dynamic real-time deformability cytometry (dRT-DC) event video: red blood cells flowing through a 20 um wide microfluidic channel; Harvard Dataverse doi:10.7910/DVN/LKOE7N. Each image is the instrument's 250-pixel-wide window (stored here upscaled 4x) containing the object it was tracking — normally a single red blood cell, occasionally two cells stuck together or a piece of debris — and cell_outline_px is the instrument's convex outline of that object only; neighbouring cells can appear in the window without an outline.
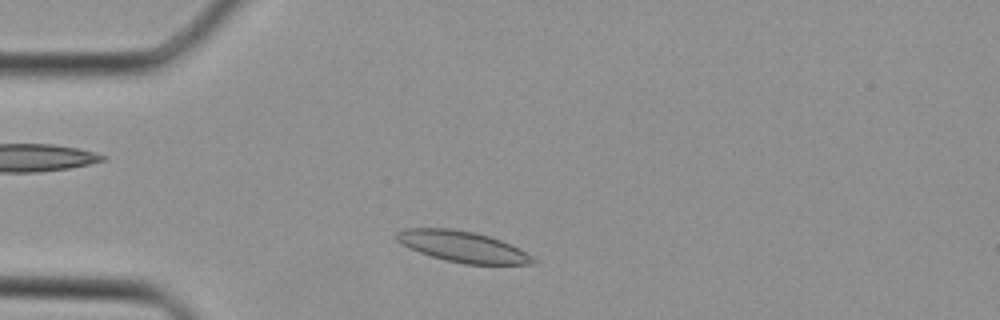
{"species": "Egyptian fruit bat (a non-hibernating species)", "species_latin": "Rousettus aegyptiacus", "temperature_condition": "cold", "stored_images_in_passage": 33, "camera_frame_rate_fps": 3000, "um_per_image_px": 0.085, "animal": {"sex": "female"}, "frame": {"image": 1, "passage_image": 3, "time_ms": 0.667, "image_size_px": [1000, 320], "cell_outline_px": [[536, 264], [464, 264], [432, 256], [420, 252], [396, 240], [396, 232], [404, 228], [452, 228], [472, 232], [488, 236], [500, 240], [532, 256], [536, 260]], "centroid_in_image_um": [39.31, 20.96], "position_along_channel_um": 45.7, "area_um2": 24.04}}
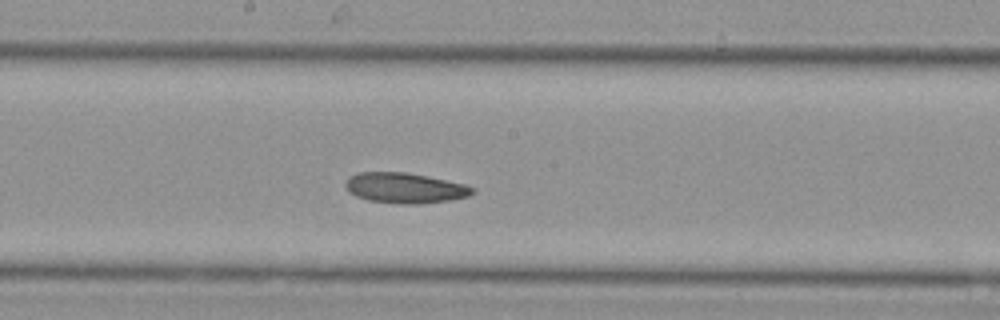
{"frame": {"image": 2, "passage_image": 14, "time_ms": 4.333, "image_size_px": [1000, 320], "cell_outline_px": [[476, 192], [468, 196], [448, 200], [416, 204], [400, 204], [368, 200], [356, 196], [348, 192], [344, 188], [344, 184], [348, 176], [356, 172], [404, 172], [464, 184], [476, 188]], "centroid_in_image_um": [34.35, 15.98], "position_along_channel_um": 213.8, "area_um2": 22.48}}
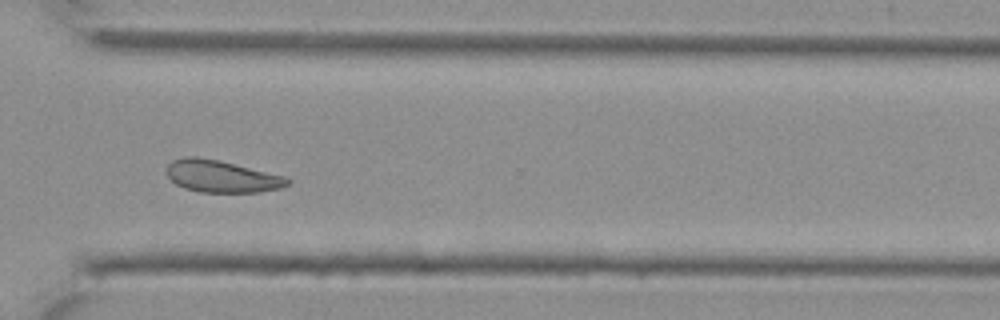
{"frame": {"image": 3, "passage_image": 22, "time_ms": 7.0, "image_size_px": [1000, 320], "cell_outline_px": [[292, 184], [280, 188], [260, 192], [200, 192], [184, 188], [176, 184], [168, 176], [168, 164], [172, 160], [184, 156], [196, 156], [220, 160], [284, 176], [292, 180]], "centroid_in_image_um": [18.86, 14.99], "position_along_channel_um": 351.7, "area_um2": 22.66}}